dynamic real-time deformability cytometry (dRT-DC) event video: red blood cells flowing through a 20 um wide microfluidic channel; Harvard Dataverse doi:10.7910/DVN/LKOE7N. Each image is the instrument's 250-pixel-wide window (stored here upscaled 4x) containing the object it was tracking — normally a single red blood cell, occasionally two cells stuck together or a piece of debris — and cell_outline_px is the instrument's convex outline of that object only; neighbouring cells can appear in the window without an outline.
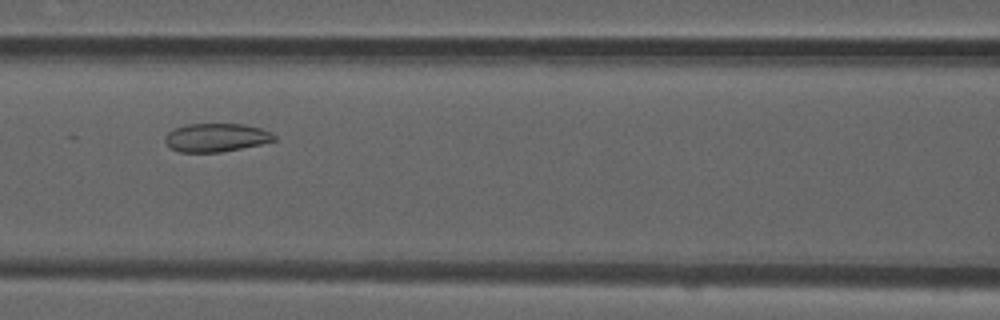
{"species": "common noctule bat (a hibernating species)", "species_latin": "Nyctalus noctula", "temperature_condition": "room temperature", "stored_images_in_passage": 7, "camera_frame_rate_fps": 3000, "um_per_image_px": 0.085, "animal": {"sex": "male", "forearm_length_mm": 52.5}, "frame": {"image": 1, "passage_image": 5, "time_ms": 1.333, "image_size_px": [1000, 320], "cell_outline_px": [[276, 140], [260, 144], [220, 152], [180, 152], [172, 148], [164, 140], [168, 132], [176, 128], [188, 124], [244, 124], [260, 128], [272, 132], [276, 136]], "centroid_in_image_um": [18.4, 11.68], "position_along_channel_um": 148.2, "area_um2": 17.86}}
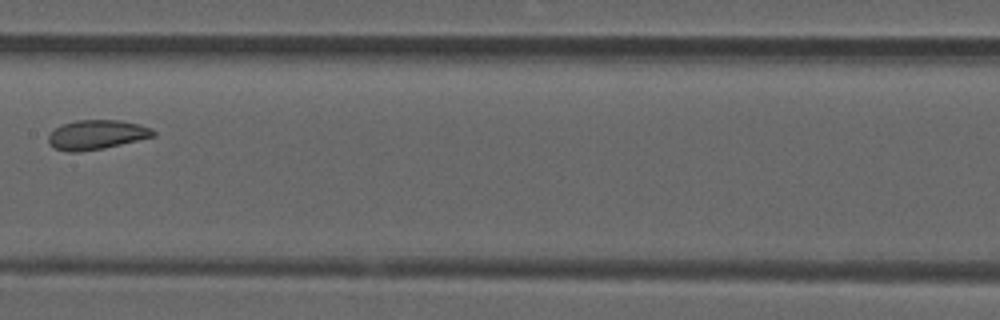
{"frame": {"image": 2, "passage_image": 6, "time_ms": 1.667, "image_size_px": [1000, 320], "cell_outline_px": [[156, 136], [104, 148], [80, 152], [68, 152], [52, 148], [48, 144], [48, 136], [56, 128], [64, 124], [76, 120], [120, 120], [140, 124], [152, 128], [156, 132]], "centroid_in_image_um": [8.22, 11.46], "position_along_channel_um": 199.2, "area_um2": 18.15}}
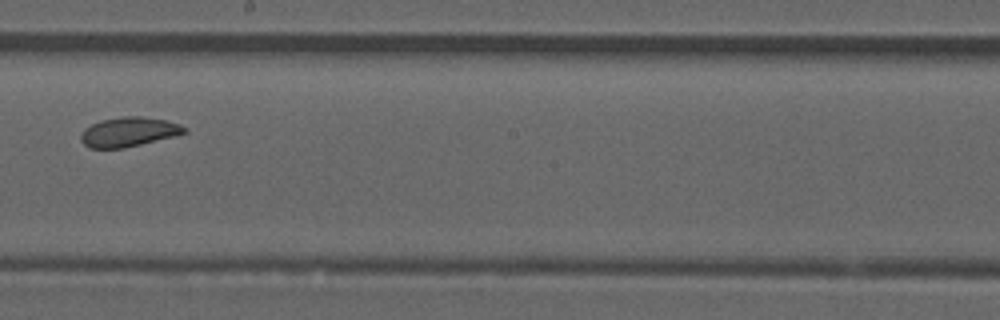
{"frame": {"image": 3, "passage_image": 7, "time_ms": 2.0, "image_size_px": [1000, 320], "cell_outline_px": [[188, 132], [124, 148], [88, 148], [80, 140], [80, 136], [84, 128], [100, 120], [120, 116], [144, 116], [164, 120], [180, 124], [188, 128]], "centroid_in_image_um": [10.91, 11.2], "position_along_channel_um": 237.3, "area_um2": 17.8}}